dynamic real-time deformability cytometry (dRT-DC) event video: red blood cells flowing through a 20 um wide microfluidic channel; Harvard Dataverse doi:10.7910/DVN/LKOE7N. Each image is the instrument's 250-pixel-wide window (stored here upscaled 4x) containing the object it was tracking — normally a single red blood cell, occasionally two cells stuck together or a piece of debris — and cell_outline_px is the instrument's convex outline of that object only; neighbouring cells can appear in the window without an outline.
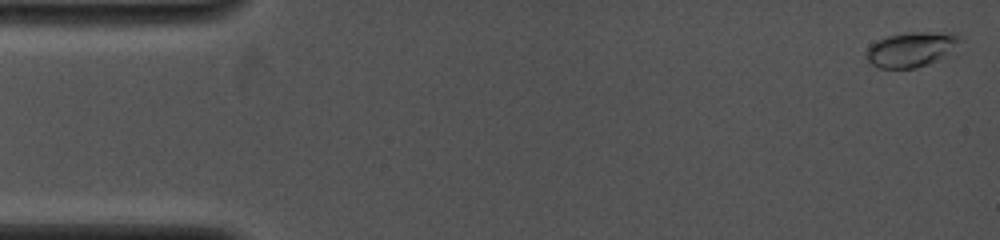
{"species": "common noctule bat (a hibernating species)", "species_latin": "Nyctalus noctula", "temperature_condition": "cold", "stored_images_in_passage": 8, "camera_frame_rate_fps": 4000, "um_per_image_px": 0.085, "animal": {"sex": "female", "body_mass_g": 19.0, "forearm_length_mm": 53.3}, "frame": {"image": 1, "passage_image": 1, "time_ms": 0.0, "image_size_px": [1000, 240], "cell_outline_px": [[964, 40], [956, 56], [916, 68], [880, 68], [872, 64], [868, 60], [864, 52], [876, 40], [888, 36], [908, 32], [956, 32], [964, 36]], "centroid_in_image_um": [77.68, 4.19], "position_along_channel_um": 7.3, "area_um2": 20.35}}
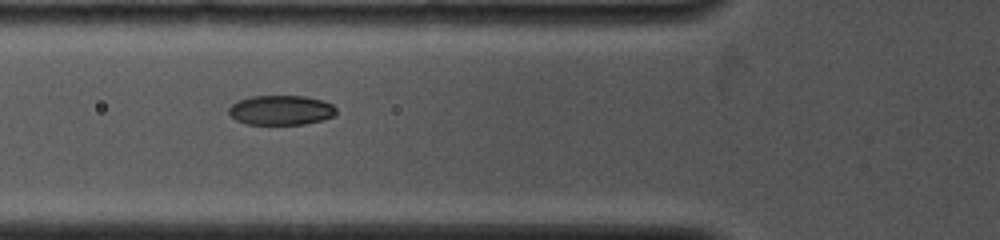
{"frame": {"image": 2, "passage_image": 7, "time_ms": 5.25, "image_size_px": [1000, 240], "cell_outline_px": [[336, 112], [332, 116], [320, 120], [304, 124], [244, 124], [236, 120], [228, 112], [228, 108], [232, 104], [240, 100], [252, 96], [304, 96], [324, 100], [332, 104], [336, 108]], "centroid_in_image_um": [23.87, 9.36], "position_along_channel_um": 101.9, "area_um2": 18.5}}
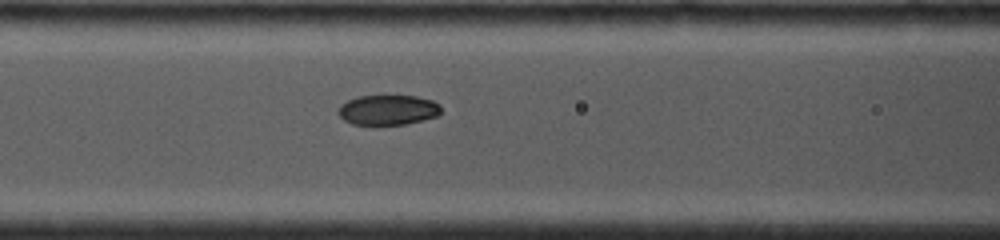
{"frame": {"image": 3, "passage_image": 8, "time_ms": 6.0, "image_size_px": [1000, 240], "cell_outline_px": [[440, 112], [436, 116], [404, 124], [376, 128], [372, 128], [352, 124], [344, 120], [336, 112], [340, 104], [356, 96], [416, 96], [432, 100], [440, 104]], "centroid_in_image_um": [32.89, 9.39], "position_along_channel_um": 133.7, "area_um2": 18.67}}